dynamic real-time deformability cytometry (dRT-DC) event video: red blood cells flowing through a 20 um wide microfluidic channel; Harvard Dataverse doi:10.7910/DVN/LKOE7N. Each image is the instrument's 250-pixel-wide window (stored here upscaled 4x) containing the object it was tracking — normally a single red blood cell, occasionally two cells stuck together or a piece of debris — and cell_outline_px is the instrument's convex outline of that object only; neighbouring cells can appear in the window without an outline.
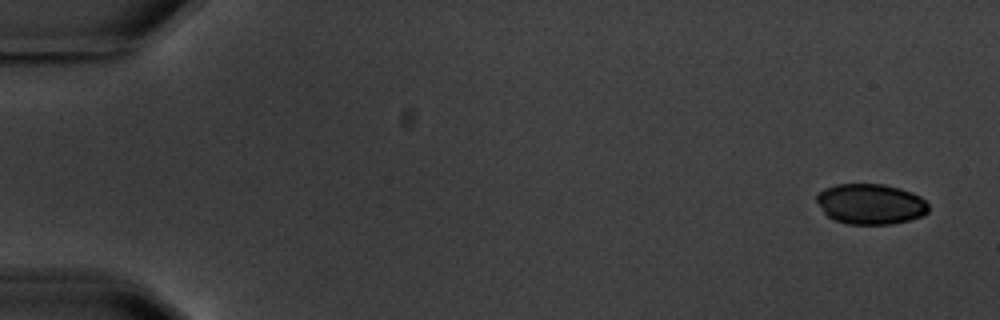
{"species": "common noctule bat (a hibernating species)", "species_latin": "Nyctalus noctula", "temperature_condition": "warm", "stored_images_in_passage": 5, "camera_frame_rate_fps": 3000, "um_per_image_px": 0.085, "animal": {"sex": "male", "body_mass_g": 20.1, "forearm_length_mm": 53.5}, "frame": {"image": 1, "passage_image": 1, "time_ms": 0.0, "image_size_px": [1000, 320], "cell_outline_px": [[928, 212], [924, 216], [892, 224], [848, 224], [836, 220], [828, 216], [824, 212], [816, 200], [816, 196], [824, 188], [836, 184], [884, 184], [900, 188], [912, 192], [920, 196], [928, 204]], "centroid_in_image_um": [74.02, 17.33], "position_along_channel_um": 11.0, "area_um2": 26.41}}
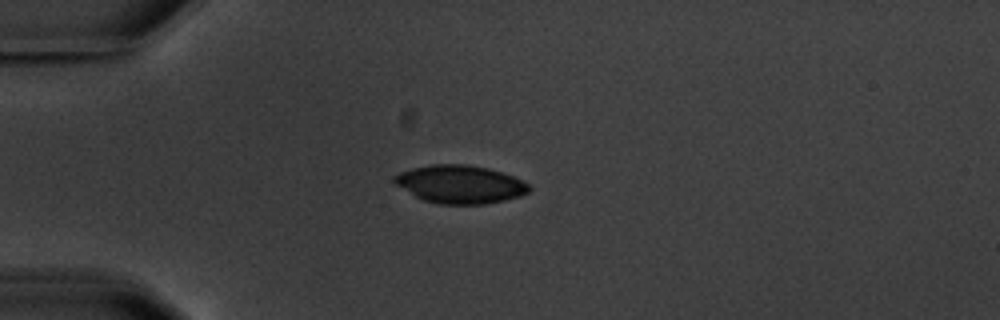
{"frame": {"image": 2, "passage_image": 4, "time_ms": 4.333, "image_size_px": [1000, 320], "cell_outline_px": [[532, 188], [528, 192], [520, 196], [504, 200], [484, 204], [440, 204], [424, 200], [416, 196], [396, 184], [392, 180], [392, 176], [400, 172], [412, 168], [432, 164], [464, 164], [488, 168], [512, 176], [528, 184]], "centroid_in_image_um": [39.1, 15.66], "position_along_channel_um": 45.9, "area_um2": 29.65}}